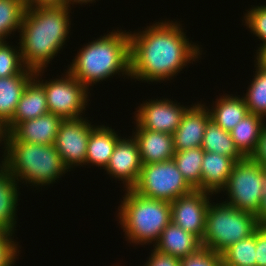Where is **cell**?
Segmentation results:
<instances>
[{
  "mask_svg": "<svg viewBox=\"0 0 266 266\" xmlns=\"http://www.w3.org/2000/svg\"><path fill=\"white\" fill-rule=\"evenodd\" d=\"M183 29L180 22L165 19L143 31H130V78L166 82L201 58L202 48L189 42Z\"/></svg>",
  "mask_w": 266,
  "mask_h": 266,
  "instance_id": "6da1fadb",
  "label": "cell"
},
{
  "mask_svg": "<svg viewBox=\"0 0 266 266\" xmlns=\"http://www.w3.org/2000/svg\"><path fill=\"white\" fill-rule=\"evenodd\" d=\"M68 7L27 6L18 43L27 69H47L50 61L65 47L71 29Z\"/></svg>",
  "mask_w": 266,
  "mask_h": 266,
  "instance_id": "7a4b0ae2",
  "label": "cell"
},
{
  "mask_svg": "<svg viewBox=\"0 0 266 266\" xmlns=\"http://www.w3.org/2000/svg\"><path fill=\"white\" fill-rule=\"evenodd\" d=\"M126 31L113 29L84 44L68 65L67 71L88 89L117 74L129 79L130 39L129 31Z\"/></svg>",
  "mask_w": 266,
  "mask_h": 266,
  "instance_id": "3957f363",
  "label": "cell"
},
{
  "mask_svg": "<svg viewBox=\"0 0 266 266\" xmlns=\"http://www.w3.org/2000/svg\"><path fill=\"white\" fill-rule=\"evenodd\" d=\"M3 153L1 164L18 183L49 186L69 171L54 144L21 142L8 133Z\"/></svg>",
  "mask_w": 266,
  "mask_h": 266,
  "instance_id": "277c9868",
  "label": "cell"
},
{
  "mask_svg": "<svg viewBox=\"0 0 266 266\" xmlns=\"http://www.w3.org/2000/svg\"><path fill=\"white\" fill-rule=\"evenodd\" d=\"M125 195L116 217L128 243L154 244L164 228L171 222V203L143 197L132 189L123 190Z\"/></svg>",
  "mask_w": 266,
  "mask_h": 266,
  "instance_id": "5b68a950",
  "label": "cell"
},
{
  "mask_svg": "<svg viewBox=\"0 0 266 266\" xmlns=\"http://www.w3.org/2000/svg\"><path fill=\"white\" fill-rule=\"evenodd\" d=\"M256 215L224 202H211L206 216L202 248L221 254L231 244L250 237L259 226Z\"/></svg>",
  "mask_w": 266,
  "mask_h": 266,
  "instance_id": "8992f818",
  "label": "cell"
},
{
  "mask_svg": "<svg viewBox=\"0 0 266 266\" xmlns=\"http://www.w3.org/2000/svg\"><path fill=\"white\" fill-rule=\"evenodd\" d=\"M65 71L63 76L49 81L42 79L44 70L35 71L34 78L44 87L50 113L60 116L63 120L82 118L90 101V89Z\"/></svg>",
  "mask_w": 266,
  "mask_h": 266,
  "instance_id": "52a82bcc",
  "label": "cell"
},
{
  "mask_svg": "<svg viewBox=\"0 0 266 266\" xmlns=\"http://www.w3.org/2000/svg\"><path fill=\"white\" fill-rule=\"evenodd\" d=\"M133 191L143 197L173 202L194 189L187 183L172 160L143 164Z\"/></svg>",
  "mask_w": 266,
  "mask_h": 266,
  "instance_id": "ba28073f",
  "label": "cell"
},
{
  "mask_svg": "<svg viewBox=\"0 0 266 266\" xmlns=\"http://www.w3.org/2000/svg\"><path fill=\"white\" fill-rule=\"evenodd\" d=\"M264 167L245 157L236 162L221 190L227 194L225 203L239 210L256 214L259 211L263 190Z\"/></svg>",
  "mask_w": 266,
  "mask_h": 266,
  "instance_id": "9c48e42d",
  "label": "cell"
},
{
  "mask_svg": "<svg viewBox=\"0 0 266 266\" xmlns=\"http://www.w3.org/2000/svg\"><path fill=\"white\" fill-rule=\"evenodd\" d=\"M86 118L63 120L57 132L54 145L69 172L85 165L90 132L96 126Z\"/></svg>",
  "mask_w": 266,
  "mask_h": 266,
  "instance_id": "30bf717a",
  "label": "cell"
},
{
  "mask_svg": "<svg viewBox=\"0 0 266 266\" xmlns=\"http://www.w3.org/2000/svg\"><path fill=\"white\" fill-rule=\"evenodd\" d=\"M180 104L168 98L146 100L136 108L134 120L143 129L173 135L189 108Z\"/></svg>",
  "mask_w": 266,
  "mask_h": 266,
  "instance_id": "8fae6325",
  "label": "cell"
},
{
  "mask_svg": "<svg viewBox=\"0 0 266 266\" xmlns=\"http://www.w3.org/2000/svg\"><path fill=\"white\" fill-rule=\"evenodd\" d=\"M212 193L193 190L171 202V222L202 240Z\"/></svg>",
  "mask_w": 266,
  "mask_h": 266,
  "instance_id": "7c38bea8",
  "label": "cell"
},
{
  "mask_svg": "<svg viewBox=\"0 0 266 266\" xmlns=\"http://www.w3.org/2000/svg\"><path fill=\"white\" fill-rule=\"evenodd\" d=\"M142 166L137 142L129 136L118 140L105 171L115 180L123 181L124 190H128L138 181Z\"/></svg>",
  "mask_w": 266,
  "mask_h": 266,
  "instance_id": "4fadbf2b",
  "label": "cell"
},
{
  "mask_svg": "<svg viewBox=\"0 0 266 266\" xmlns=\"http://www.w3.org/2000/svg\"><path fill=\"white\" fill-rule=\"evenodd\" d=\"M210 119L206 103L197 102V104L189 105L182 116L179 127L173 133L174 151L180 152L201 147L205 128Z\"/></svg>",
  "mask_w": 266,
  "mask_h": 266,
  "instance_id": "5bb4252c",
  "label": "cell"
},
{
  "mask_svg": "<svg viewBox=\"0 0 266 266\" xmlns=\"http://www.w3.org/2000/svg\"><path fill=\"white\" fill-rule=\"evenodd\" d=\"M132 136L137 142L142 164L169 161L174 156L173 135L141 128L136 122Z\"/></svg>",
  "mask_w": 266,
  "mask_h": 266,
  "instance_id": "9a60e30c",
  "label": "cell"
},
{
  "mask_svg": "<svg viewBox=\"0 0 266 266\" xmlns=\"http://www.w3.org/2000/svg\"><path fill=\"white\" fill-rule=\"evenodd\" d=\"M63 119L53 113L18 123L9 133L17 140L27 143L54 144Z\"/></svg>",
  "mask_w": 266,
  "mask_h": 266,
  "instance_id": "2e32d148",
  "label": "cell"
},
{
  "mask_svg": "<svg viewBox=\"0 0 266 266\" xmlns=\"http://www.w3.org/2000/svg\"><path fill=\"white\" fill-rule=\"evenodd\" d=\"M153 248L182 259L198 252L202 245L197 236L170 222L162 231Z\"/></svg>",
  "mask_w": 266,
  "mask_h": 266,
  "instance_id": "e0dca14e",
  "label": "cell"
},
{
  "mask_svg": "<svg viewBox=\"0 0 266 266\" xmlns=\"http://www.w3.org/2000/svg\"><path fill=\"white\" fill-rule=\"evenodd\" d=\"M236 161L225 155L204 151L201 166V190L220 194L228 182Z\"/></svg>",
  "mask_w": 266,
  "mask_h": 266,
  "instance_id": "ac0fdd59",
  "label": "cell"
},
{
  "mask_svg": "<svg viewBox=\"0 0 266 266\" xmlns=\"http://www.w3.org/2000/svg\"><path fill=\"white\" fill-rule=\"evenodd\" d=\"M49 113L44 87L33 77L25 87L11 120L6 124L8 133L20 122Z\"/></svg>",
  "mask_w": 266,
  "mask_h": 266,
  "instance_id": "d6986e66",
  "label": "cell"
},
{
  "mask_svg": "<svg viewBox=\"0 0 266 266\" xmlns=\"http://www.w3.org/2000/svg\"><path fill=\"white\" fill-rule=\"evenodd\" d=\"M121 137L111 126H95L90 132L85 165L91 164V166L95 165L100 169H105L115 145Z\"/></svg>",
  "mask_w": 266,
  "mask_h": 266,
  "instance_id": "ffe728a7",
  "label": "cell"
},
{
  "mask_svg": "<svg viewBox=\"0 0 266 266\" xmlns=\"http://www.w3.org/2000/svg\"><path fill=\"white\" fill-rule=\"evenodd\" d=\"M18 185V181L0 163V229L12 233L16 231V213L21 194Z\"/></svg>",
  "mask_w": 266,
  "mask_h": 266,
  "instance_id": "44dd1931",
  "label": "cell"
},
{
  "mask_svg": "<svg viewBox=\"0 0 266 266\" xmlns=\"http://www.w3.org/2000/svg\"><path fill=\"white\" fill-rule=\"evenodd\" d=\"M34 71L25 69L22 73L0 78V120L6 125L13 117L17 104Z\"/></svg>",
  "mask_w": 266,
  "mask_h": 266,
  "instance_id": "7402d4cb",
  "label": "cell"
},
{
  "mask_svg": "<svg viewBox=\"0 0 266 266\" xmlns=\"http://www.w3.org/2000/svg\"><path fill=\"white\" fill-rule=\"evenodd\" d=\"M212 105L214 106L208 107L211 120L227 132L249 113L245 100L240 95H222Z\"/></svg>",
  "mask_w": 266,
  "mask_h": 266,
  "instance_id": "603a6c76",
  "label": "cell"
},
{
  "mask_svg": "<svg viewBox=\"0 0 266 266\" xmlns=\"http://www.w3.org/2000/svg\"><path fill=\"white\" fill-rule=\"evenodd\" d=\"M265 120L259 115L248 113L230 131L236 148L244 157H250L255 151Z\"/></svg>",
  "mask_w": 266,
  "mask_h": 266,
  "instance_id": "cb8c5ba5",
  "label": "cell"
},
{
  "mask_svg": "<svg viewBox=\"0 0 266 266\" xmlns=\"http://www.w3.org/2000/svg\"><path fill=\"white\" fill-rule=\"evenodd\" d=\"M201 148L206 152H213L233 158L236 162L242 161L245 157L236 148L230 132L219 127L213 120H209Z\"/></svg>",
  "mask_w": 266,
  "mask_h": 266,
  "instance_id": "d4e9b609",
  "label": "cell"
},
{
  "mask_svg": "<svg viewBox=\"0 0 266 266\" xmlns=\"http://www.w3.org/2000/svg\"><path fill=\"white\" fill-rule=\"evenodd\" d=\"M204 150L201 147L175 152L173 161L184 179L194 190H201V166Z\"/></svg>",
  "mask_w": 266,
  "mask_h": 266,
  "instance_id": "484cf974",
  "label": "cell"
},
{
  "mask_svg": "<svg viewBox=\"0 0 266 266\" xmlns=\"http://www.w3.org/2000/svg\"><path fill=\"white\" fill-rule=\"evenodd\" d=\"M255 62V76L247 88L246 94L242 96L245 100L249 113L266 118V67Z\"/></svg>",
  "mask_w": 266,
  "mask_h": 266,
  "instance_id": "4316f807",
  "label": "cell"
},
{
  "mask_svg": "<svg viewBox=\"0 0 266 266\" xmlns=\"http://www.w3.org/2000/svg\"><path fill=\"white\" fill-rule=\"evenodd\" d=\"M27 0H0V37L6 39L20 32ZM13 32V33H12Z\"/></svg>",
  "mask_w": 266,
  "mask_h": 266,
  "instance_id": "83f0119b",
  "label": "cell"
},
{
  "mask_svg": "<svg viewBox=\"0 0 266 266\" xmlns=\"http://www.w3.org/2000/svg\"><path fill=\"white\" fill-rule=\"evenodd\" d=\"M221 257L223 266H256V236L231 244Z\"/></svg>",
  "mask_w": 266,
  "mask_h": 266,
  "instance_id": "f1b7e54d",
  "label": "cell"
},
{
  "mask_svg": "<svg viewBox=\"0 0 266 266\" xmlns=\"http://www.w3.org/2000/svg\"><path fill=\"white\" fill-rule=\"evenodd\" d=\"M26 69L20 46L9 45L4 41L0 46V78L19 75Z\"/></svg>",
  "mask_w": 266,
  "mask_h": 266,
  "instance_id": "f546056e",
  "label": "cell"
},
{
  "mask_svg": "<svg viewBox=\"0 0 266 266\" xmlns=\"http://www.w3.org/2000/svg\"><path fill=\"white\" fill-rule=\"evenodd\" d=\"M247 13L244 14V19L242 20L244 25L249 28L251 34L258 37L262 43L257 47L256 52L266 44V5L252 6L251 9L246 10Z\"/></svg>",
  "mask_w": 266,
  "mask_h": 266,
  "instance_id": "4dcf8cb0",
  "label": "cell"
},
{
  "mask_svg": "<svg viewBox=\"0 0 266 266\" xmlns=\"http://www.w3.org/2000/svg\"><path fill=\"white\" fill-rule=\"evenodd\" d=\"M15 233L0 229V266H13L21 251ZM15 240V241H14ZM17 243V244H16Z\"/></svg>",
  "mask_w": 266,
  "mask_h": 266,
  "instance_id": "1f68e13d",
  "label": "cell"
},
{
  "mask_svg": "<svg viewBox=\"0 0 266 266\" xmlns=\"http://www.w3.org/2000/svg\"><path fill=\"white\" fill-rule=\"evenodd\" d=\"M181 266H223L221 254L201 248L198 252L181 259Z\"/></svg>",
  "mask_w": 266,
  "mask_h": 266,
  "instance_id": "d6a6232c",
  "label": "cell"
},
{
  "mask_svg": "<svg viewBox=\"0 0 266 266\" xmlns=\"http://www.w3.org/2000/svg\"><path fill=\"white\" fill-rule=\"evenodd\" d=\"M151 255L143 266H181V259L162 253L157 249L151 250Z\"/></svg>",
  "mask_w": 266,
  "mask_h": 266,
  "instance_id": "836d02e7",
  "label": "cell"
},
{
  "mask_svg": "<svg viewBox=\"0 0 266 266\" xmlns=\"http://www.w3.org/2000/svg\"><path fill=\"white\" fill-rule=\"evenodd\" d=\"M253 234L256 236V266H266V225H259Z\"/></svg>",
  "mask_w": 266,
  "mask_h": 266,
  "instance_id": "e575fe53",
  "label": "cell"
},
{
  "mask_svg": "<svg viewBox=\"0 0 266 266\" xmlns=\"http://www.w3.org/2000/svg\"><path fill=\"white\" fill-rule=\"evenodd\" d=\"M249 158L261 166L266 167V123L261 130L256 149Z\"/></svg>",
  "mask_w": 266,
  "mask_h": 266,
  "instance_id": "d590c367",
  "label": "cell"
},
{
  "mask_svg": "<svg viewBox=\"0 0 266 266\" xmlns=\"http://www.w3.org/2000/svg\"><path fill=\"white\" fill-rule=\"evenodd\" d=\"M262 191L259 211L255 215L260 225H266V167H264Z\"/></svg>",
  "mask_w": 266,
  "mask_h": 266,
  "instance_id": "8d00e7d4",
  "label": "cell"
},
{
  "mask_svg": "<svg viewBox=\"0 0 266 266\" xmlns=\"http://www.w3.org/2000/svg\"><path fill=\"white\" fill-rule=\"evenodd\" d=\"M27 6L32 7H67L66 0H27Z\"/></svg>",
  "mask_w": 266,
  "mask_h": 266,
  "instance_id": "74e56055",
  "label": "cell"
},
{
  "mask_svg": "<svg viewBox=\"0 0 266 266\" xmlns=\"http://www.w3.org/2000/svg\"><path fill=\"white\" fill-rule=\"evenodd\" d=\"M254 55L255 59L266 67V44H264Z\"/></svg>",
  "mask_w": 266,
  "mask_h": 266,
  "instance_id": "f35d334b",
  "label": "cell"
},
{
  "mask_svg": "<svg viewBox=\"0 0 266 266\" xmlns=\"http://www.w3.org/2000/svg\"><path fill=\"white\" fill-rule=\"evenodd\" d=\"M7 136H8V131L6 125L0 120V144L4 146L2 147L3 149H5L6 147Z\"/></svg>",
  "mask_w": 266,
  "mask_h": 266,
  "instance_id": "ab89813d",
  "label": "cell"
},
{
  "mask_svg": "<svg viewBox=\"0 0 266 266\" xmlns=\"http://www.w3.org/2000/svg\"><path fill=\"white\" fill-rule=\"evenodd\" d=\"M94 3V2H96L95 0H66V6L69 8V9H71V4H72V6L74 5V4H80L81 6H82V4H88V3Z\"/></svg>",
  "mask_w": 266,
  "mask_h": 266,
  "instance_id": "60d3db41",
  "label": "cell"
},
{
  "mask_svg": "<svg viewBox=\"0 0 266 266\" xmlns=\"http://www.w3.org/2000/svg\"><path fill=\"white\" fill-rule=\"evenodd\" d=\"M5 40L0 37V46Z\"/></svg>",
  "mask_w": 266,
  "mask_h": 266,
  "instance_id": "b9f144b4",
  "label": "cell"
}]
</instances>
